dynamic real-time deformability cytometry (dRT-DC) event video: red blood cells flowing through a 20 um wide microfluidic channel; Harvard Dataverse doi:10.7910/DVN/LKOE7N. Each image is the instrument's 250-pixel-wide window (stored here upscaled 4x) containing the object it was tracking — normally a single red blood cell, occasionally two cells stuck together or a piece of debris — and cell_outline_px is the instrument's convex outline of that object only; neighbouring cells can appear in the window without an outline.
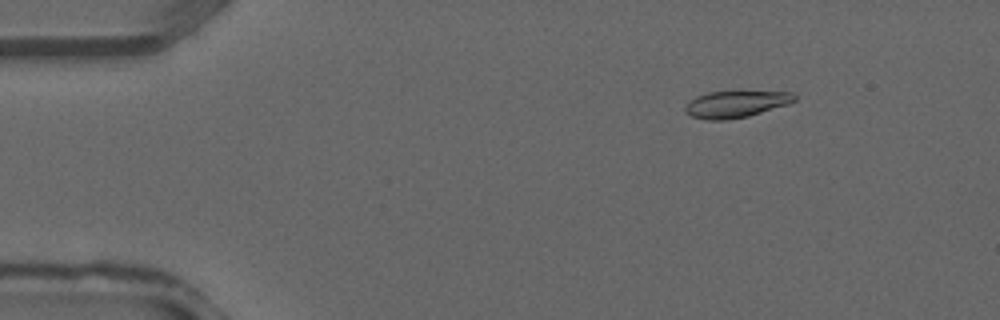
{"species": "common noctule bat (a hibernating species)", "species_latin": "Nyctalus noctula", "temperature_condition": "warm", "stored_images_in_passage": 37, "camera_frame_rate_fps": 3000, "um_per_image_px": 0.085, "animal": {"sex": "male", "forearm_length_mm": 52.5}, "frame": {"image": 1, "passage_image": 5, "time_ms": 1.333, "image_size_px": [1000, 320], "cell_outline_px": [[796, 100], [788, 104], [748, 116], [724, 120], [704, 120], [692, 116], [684, 112], [684, 104], [696, 96], [708, 92], [792, 92], [796, 96]], "centroid_in_image_um": [62.49, 8.86], "position_along_channel_um": 22.5, "area_um2": 16.94}}
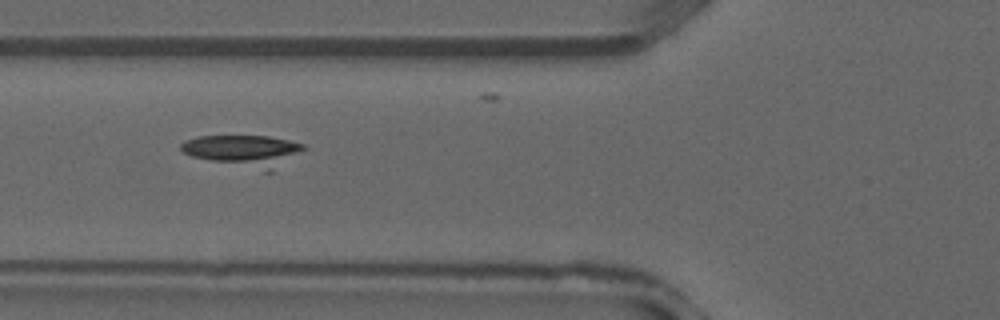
{"frame": {"image": 2, "passage_image": 14, "time_ms": 4.333, "image_size_px": [1000, 320], "cell_outline_px": [[308, 148], [272, 172], [264, 172], [192, 156], [184, 152], [180, 148], [180, 144], [188, 140], [200, 136], [268, 136], [288, 140], [304, 144]], "centroid_in_image_um": [20.8, 12.82], "position_along_channel_um": 105.0, "area_um2": 22.54}}
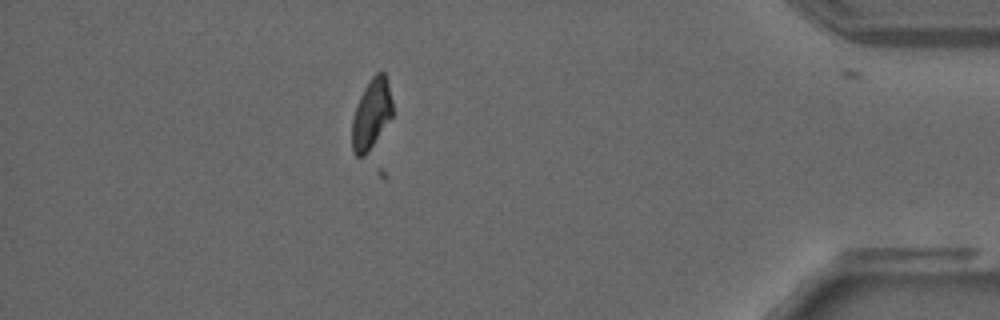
{"frame": {"image": 3, "passage_image": 33, "time_ms": 10.667, "image_size_px": [1000, 320], "cell_outline_px": [[392, 116], [364, 156], [356, 156], [352, 152], [352, 120], [356, 104], [364, 88], [372, 76], [376, 72], [384, 72], [388, 84], [392, 100]], "centroid_in_image_um": [31.55, 9.67], "position_along_channel_um": 403.7, "area_um2": 16.24}}